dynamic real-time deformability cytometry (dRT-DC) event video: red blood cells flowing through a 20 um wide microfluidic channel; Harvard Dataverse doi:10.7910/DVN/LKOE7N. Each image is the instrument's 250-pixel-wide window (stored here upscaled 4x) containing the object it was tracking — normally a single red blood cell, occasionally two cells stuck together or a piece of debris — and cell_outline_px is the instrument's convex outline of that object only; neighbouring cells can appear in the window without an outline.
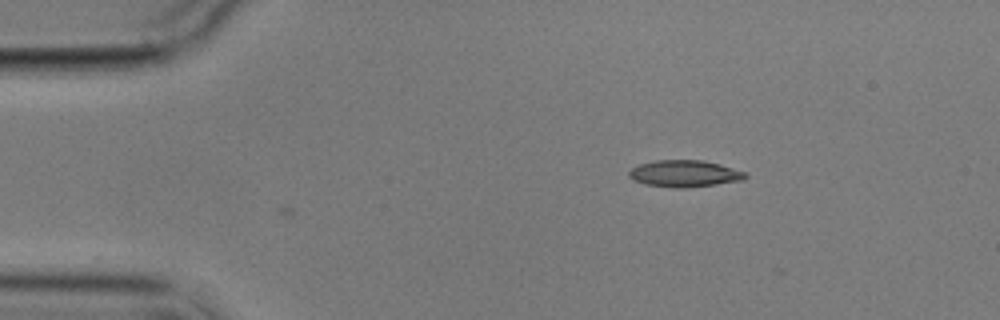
{"species": "common noctule bat (a hibernating species)", "species_latin": "Nyctalus noctula", "temperature_condition": "cold", "stored_images_in_passage": 4, "camera_frame_rate_fps": 3000, "um_per_image_px": 0.085, "animal": {"sex": "male", "body_mass_g": 17.9}, "frame": {"image": 1, "passage_image": 4, "time_ms": 3.333, "image_size_px": [1000, 320], "cell_outline_px": [[748, 176], [744, 180], [716, 184], [684, 188], [676, 188], [644, 184], [628, 176], [628, 172], [632, 168], [640, 164], [656, 160], [704, 160], [720, 164], [744, 172]], "centroid_in_image_um": [58.19, 14.75], "position_along_channel_um": 26.8, "area_um2": 18.03}}